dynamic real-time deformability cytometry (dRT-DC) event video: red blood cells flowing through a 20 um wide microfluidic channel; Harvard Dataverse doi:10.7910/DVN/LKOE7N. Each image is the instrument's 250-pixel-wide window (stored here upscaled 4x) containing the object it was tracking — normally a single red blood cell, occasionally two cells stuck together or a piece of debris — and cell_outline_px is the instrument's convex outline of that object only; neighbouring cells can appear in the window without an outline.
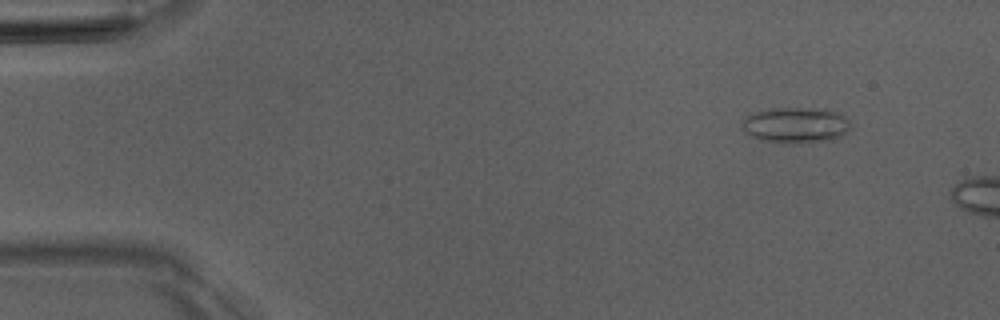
{"species": "Egyptian fruit bat (a non-hibernating species)", "species_latin": "Rousettus aegyptiacus", "temperature_condition": "room temperature", "stored_images_in_passage": 3, "camera_frame_rate_fps": 3000, "um_per_image_px": 0.085, "animal": {"sex": "male"}, "frame": {"image": 1, "passage_image": 1, "time_ms": 0.0, "image_size_px": [1000, 320], "cell_outline_px": [[848, 128], [840, 136], [832, 140], [788, 144], [784, 144], [760, 140], [748, 136], [744, 132], [744, 120], [748, 116], [756, 112], [772, 108], [828, 108], [840, 112], [848, 120]], "centroid_in_image_um": [67.64, 10.64], "position_along_channel_um": 17.4, "area_um2": 22.72}}